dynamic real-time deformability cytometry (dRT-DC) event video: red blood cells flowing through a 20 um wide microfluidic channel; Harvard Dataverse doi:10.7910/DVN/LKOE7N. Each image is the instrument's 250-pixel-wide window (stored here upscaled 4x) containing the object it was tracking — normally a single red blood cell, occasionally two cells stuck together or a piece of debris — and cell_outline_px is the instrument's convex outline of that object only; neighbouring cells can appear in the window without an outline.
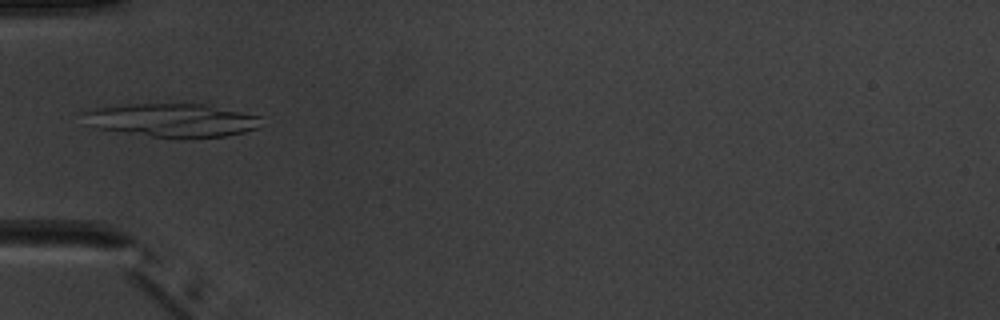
{"species": "common noctule bat (a hibernating species)", "species_latin": "Nyctalus noctula", "temperature_condition": "warm", "stored_images_in_passage": 3, "camera_frame_rate_fps": 3000, "um_per_image_px": 0.085, "animal": {"sex": "male", "body_mass_g": 20.1, "forearm_length_mm": 53.5}, "frame": {"image": 1, "passage_image": 1, "time_ms": 0.0, "image_size_px": [1000, 320], "cell_outline_px": [[264, 116], [256, 128], [244, 132], [224, 136], [184, 140], [180, 140], [92, 128], [80, 112], [96, 108], [128, 104], [192, 100]], "centroid_in_image_um": [14.69, 10.18], "position_along_channel_um": 70.3, "area_um2": 36.65}}
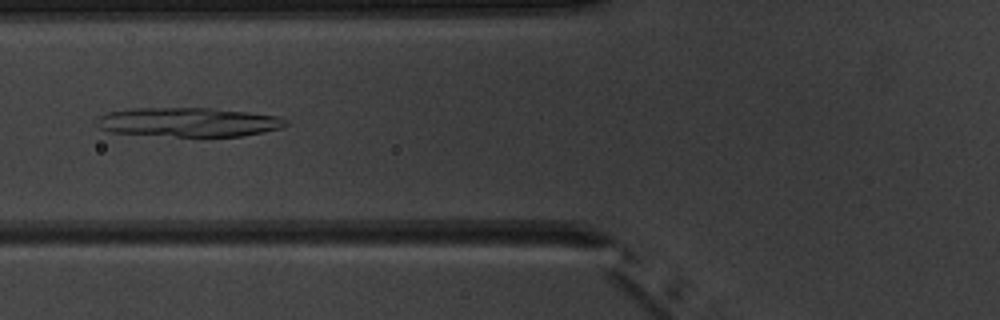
{"frame": {"image": 2, "passage_image": 2, "time_ms": 1.0, "image_size_px": [1000, 320], "cell_outline_px": [[288, 124], [280, 128], [264, 132], [240, 136], [176, 136], [112, 132], [100, 128], [96, 124], [96, 116], [108, 112], [132, 108], [212, 108], [248, 112], [280, 116], [288, 120]], "centroid_in_image_um": [16.03, 10.37], "position_along_channel_um": 109.8, "area_um2": 32.14}}
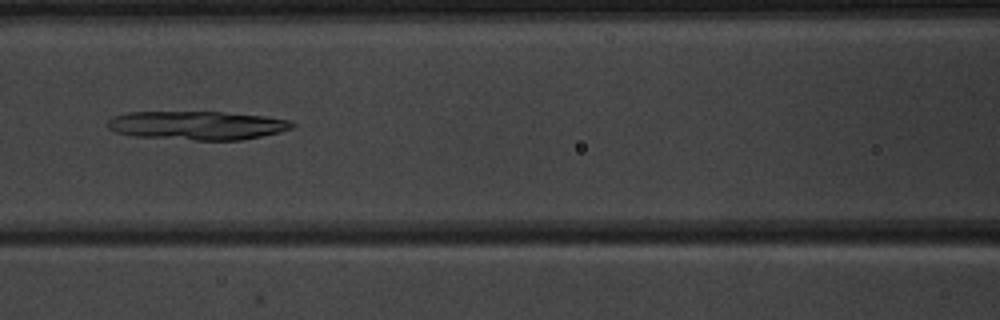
{"frame": {"image": 3, "passage_image": 3, "time_ms": 2.0, "image_size_px": [1000, 320], "cell_outline_px": [[296, 124], [292, 128], [280, 132], [240, 140], [192, 140], [132, 136], [116, 132], [108, 128], [108, 120], [112, 116], [128, 112], [224, 112], [264, 116], [288, 120]], "centroid_in_image_um": [16.73, 10.66], "position_along_channel_um": 149.9, "area_um2": 30.87}}